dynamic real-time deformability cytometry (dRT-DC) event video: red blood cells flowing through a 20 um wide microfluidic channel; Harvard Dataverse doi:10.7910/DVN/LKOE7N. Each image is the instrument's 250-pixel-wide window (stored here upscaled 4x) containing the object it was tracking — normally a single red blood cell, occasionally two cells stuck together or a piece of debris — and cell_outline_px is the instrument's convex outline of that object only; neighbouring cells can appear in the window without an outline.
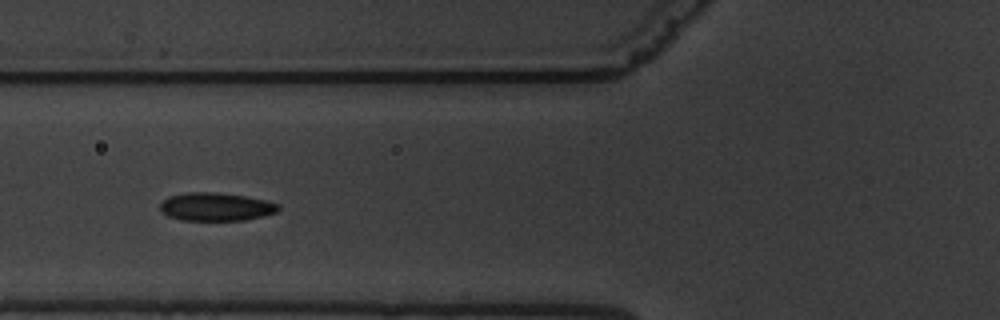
{"species": "common noctule bat (a hibernating species)", "species_latin": "Nyctalus noctula", "temperature_condition": "warm", "stored_images_in_passage": 44, "camera_frame_rate_fps": 3000, "um_per_image_px": 0.085, "animal": {"sex": "male", "body_mass_g": 19.5, "forearm_length_mm": 54.6}, "frame": {"image": 1, "passage_image": 7, "time_ms": 2.0, "image_size_px": [1000, 320], "cell_outline_px": [[280, 208], [276, 212], [264, 216], [244, 220], [180, 220], [168, 216], [160, 212], [160, 204], [168, 196], [184, 192], [220, 192], [244, 196], [264, 200], [280, 204]], "centroid_in_image_um": [18.33, 17.57], "position_along_channel_um": 107.5, "area_um2": 19.59}}
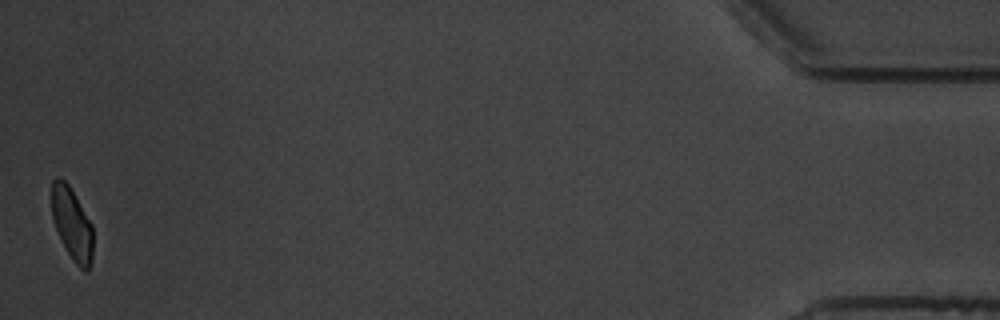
{"frame": {"image": 2, "passage_image": 44, "time_ms": 14.333, "image_size_px": [1000, 320], "cell_outline_px": [[92, 264], [88, 272], [84, 272], [72, 260], [52, 220], [52, 180], [56, 176], [60, 176], [68, 184], [92, 224]], "centroid_in_image_um": [6.13, 19.04], "position_along_channel_um": 429.1, "area_um2": 17.34}, "authors_computed_cell_mechanics": {"area_um2": 19.1896, "velocity_mm_per_s": 3.3208, "shape_relaxation_time_tau1_ms": 4.5595, "shape_relaxation_time_tau2_ms": 1.4297, "deformation_change_tau1": 0.1436, "deformation_change_tau2": 0.0682}}